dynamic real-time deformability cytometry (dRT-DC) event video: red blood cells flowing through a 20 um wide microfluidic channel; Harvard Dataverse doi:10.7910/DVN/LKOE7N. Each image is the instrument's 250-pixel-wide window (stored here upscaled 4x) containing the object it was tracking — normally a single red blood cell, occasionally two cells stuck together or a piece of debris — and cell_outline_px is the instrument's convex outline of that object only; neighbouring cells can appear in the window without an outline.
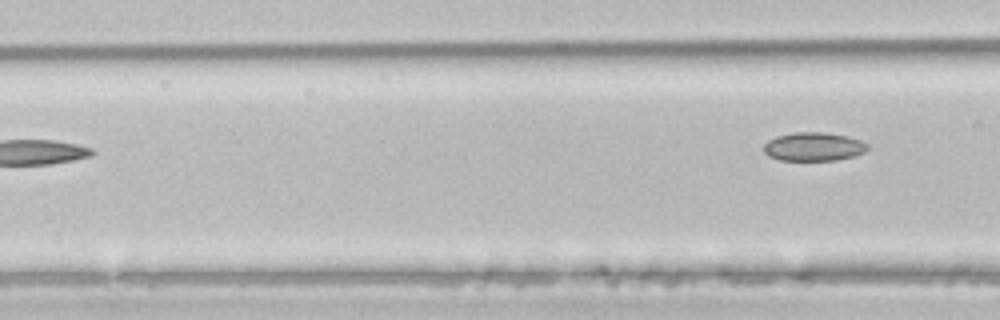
{"species": "common noctule bat (a hibernating species)", "species_latin": "Nyctalus noctula", "temperature_condition": "room temperature", "stored_images_in_passage": 5, "camera_frame_rate_fps": 3000, "um_per_image_px": 0.085, "animal": {"sex": "male", "body_mass_g": 21.5, "forearm_length_mm": 52.0}, "frame": {"image": 1, "passage_image": 5, "time_ms": 1.333, "image_size_px": [1000, 320], "cell_outline_px": [[868, 148], [864, 152], [856, 156], [836, 160], [780, 160], [768, 156], [764, 152], [764, 144], [768, 140], [776, 136], [792, 132], [824, 132], [848, 136], [860, 140], [868, 144]], "centroid_in_image_um": [69.16, 12.46], "position_along_channel_um": 97.4, "area_um2": 17.46}}